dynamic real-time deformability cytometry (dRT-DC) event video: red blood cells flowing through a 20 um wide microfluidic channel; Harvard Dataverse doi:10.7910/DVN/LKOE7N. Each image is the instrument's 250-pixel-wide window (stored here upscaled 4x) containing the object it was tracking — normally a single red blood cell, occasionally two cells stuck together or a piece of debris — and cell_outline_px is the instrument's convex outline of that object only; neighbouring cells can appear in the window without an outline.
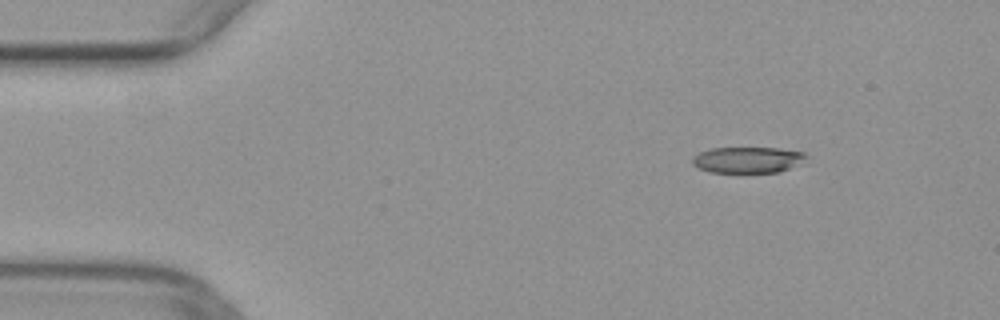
{"species": "common noctule bat (a hibernating species)", "species_latin": "Nyctalus noctula", "temperature_condition": "warm", "stored_images_in_passage": 10, "camera_frame_rate_fps": 3000, "um_per_image_px": 0.085, "animal": {"sex": "female", "body_mass_g": 29.2, "forearm_length_mm": 56.3}, "frame": {"image": 1, "passage_image": 1, "time_ms": 0.0, "image_size_px": [1000, 320], "cell_outline_px": [[808, 156], [788, 168], [780, 172], [712, 172], [700, 168], [692, 164], [692, 156], [700, 152], [712, 148], [780, 148], [804, 152]], "centroid_in_image_um": [63.51, 13.57], "position_along_channel_um": 21.5, "area_um2": 16.99}}